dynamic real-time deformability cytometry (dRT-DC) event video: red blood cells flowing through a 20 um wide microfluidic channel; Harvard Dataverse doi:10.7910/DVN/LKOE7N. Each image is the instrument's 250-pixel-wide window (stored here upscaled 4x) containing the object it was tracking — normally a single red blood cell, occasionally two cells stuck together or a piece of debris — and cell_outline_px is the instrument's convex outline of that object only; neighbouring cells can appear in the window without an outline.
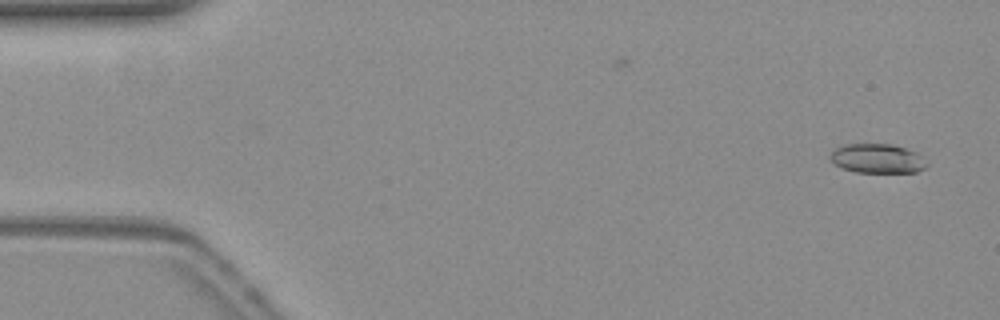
{"species": "common noctule bat (a hibernating species)", "species_latin": "Nyctalus noctula", "temperature_condition": "warm", "stored_images_in_passage": 52, "camera_frame_rate_fps": 3000, "um_per_image_px": 0.085, "animal": {"sex": "female", "body_mass_g": 19.3, "forearm_length_mm": 54.1}, "frame": {"image": 1, "passage_image": 1, "time_ms": 0.0, "image_size_px": [1000, 320], "cell_outline_px": [[928, 164], [924, 168], [916, 172], [856, 172], [840, 168], [828, 156], [836, 148], [844, 144], [892, 144], [916, 152]], "centroid_in_image_um": [74.55, 13.47], "position_along_channel_um": 10.5, "area_um2": 16.36}}
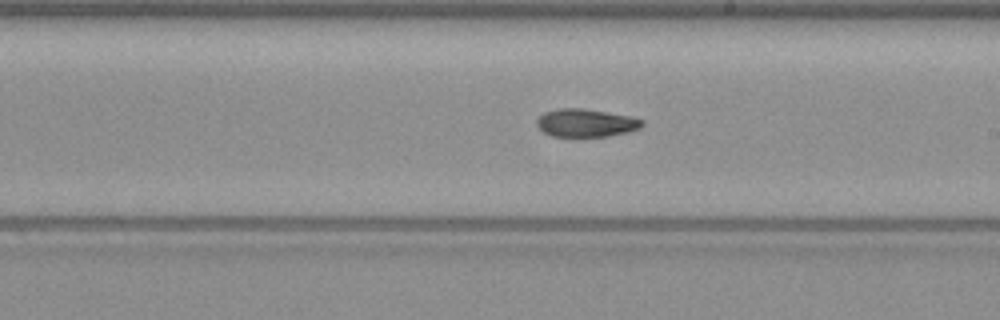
{"frame": {"image": 2, "passage_image": 29, "time_ms": 9.333, "image_size_px": [1000, 320], "cell_outline_px": [[644, 124], [640, 128], [628, 132], [608, 136], [552, 136], [544, 132], [536, 124], [536, 120], [544, 112], [556, 108], [584, 108], [628, 116], [644, 120]], "centroid_in_image_um": [49.79, 10.44], "position_along_channel_um": 239.2, "area_um2": 17.11}}
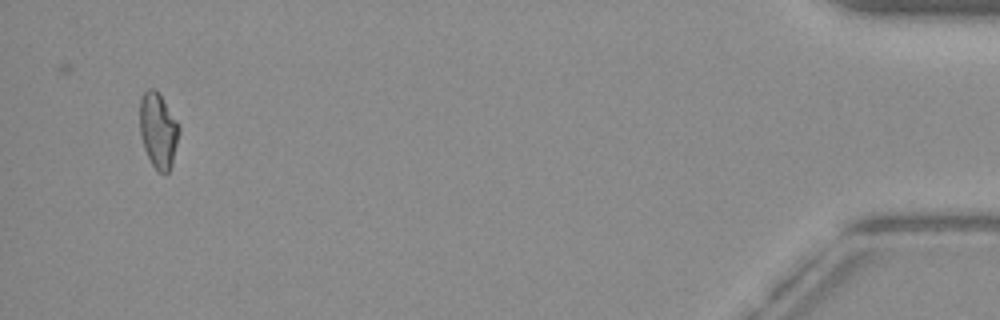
{"frame": {"image": 3, "passage_image": 50, "time_ms": 16.333, "image_size_px": [1000, 320], "cell_outline_px": [[180, 132], [172, 164], [168, 172], [164, 176], [152, 164], [144, 148], [140, 132], [140, 100], [144, 92], [148, 88], [152, 88], [160, 96], [180, 124]], "centroid_in_image_um": [13.46, 11.11], "position_along_channel_um": 421.7, "area_um2": 17.11}}